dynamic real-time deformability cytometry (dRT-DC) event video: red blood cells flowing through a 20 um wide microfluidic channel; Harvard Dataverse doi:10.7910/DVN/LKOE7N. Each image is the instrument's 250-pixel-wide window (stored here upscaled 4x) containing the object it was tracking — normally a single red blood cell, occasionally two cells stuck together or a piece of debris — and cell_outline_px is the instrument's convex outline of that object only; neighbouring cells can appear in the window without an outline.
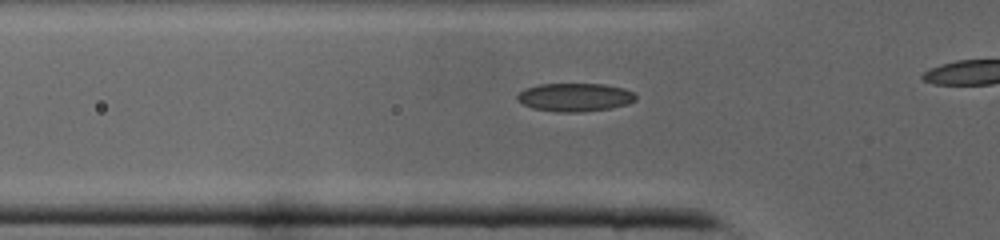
{"species": "common noctule bat (a hibernating species)", "species_latin": "Nyctalus noctula", "temperature_condition": "cold", "stored_images_in_passage": 17, "camera_frame_rate_fps": 3000, "um_per_image_px": 0.085, "animal": {"sex": "male", "body_mass_g": 19.0, "forearm_length_mm": 50.8}, "frame": {"image": 1, "passage_image": 3, "time_ms": 0.667, "image_size_px": [1000, 240], "cell_outline_px": [[636, 100], [628, 104], [612, 108], [580, 112], [556, 112], [532, 108], [516, 100], [516, 96], [524, 88], [540, 84], [604, 84], [624, 88], [636, 92]], "centroid_in_image_um": [48.89, 8.26], "position_along_channel_um": 76.9, "area_um2": 19.77}}
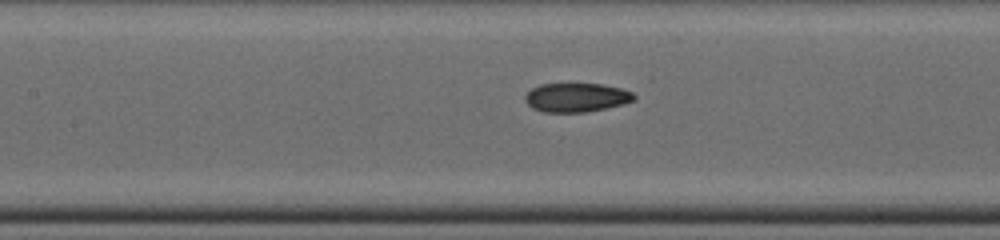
{"frame": {"image": 2, "passage_image": 8, "time_ms": 2.333, "image_size_px": [1000, 240], "cell_outline_px": [[636, 100], [624, 104], [584, 112], [544, 112], [532, 108], [524, 100], [524, 96], [532, 88], [540, 84], [600, 84], [620, 88], [632, 92], [636, 96]], "centroid_in_image_um": [48.99, 8.29], "position_along_channel_um": 158.4, "area_um2": 18.32}}
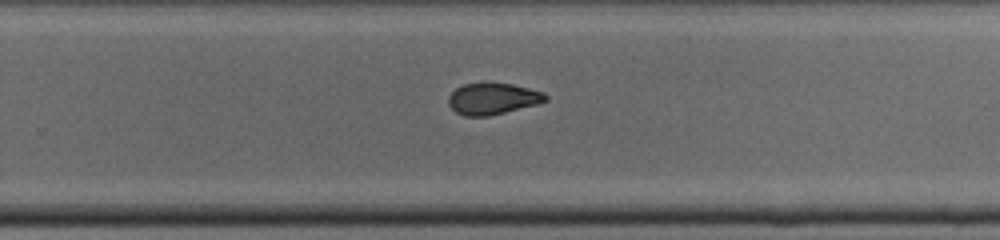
{"frame": {"image": 3, "passage_image": 16, "time_ms": 5.0, "image_size_px": [1000, 240], "cell_outline_px": [[548, 100], [536, 104], [488, 116], [464, 116], [456, 112], [448, 104], [448, 96], [456, 88], [464, 84], [484, 80], [512, 84], [544, 92], [548, 96]], "centroid_in_image_um": [41.85, 8.35], "position_along_channel_um": 287.9, "area_um2": 18.15}}